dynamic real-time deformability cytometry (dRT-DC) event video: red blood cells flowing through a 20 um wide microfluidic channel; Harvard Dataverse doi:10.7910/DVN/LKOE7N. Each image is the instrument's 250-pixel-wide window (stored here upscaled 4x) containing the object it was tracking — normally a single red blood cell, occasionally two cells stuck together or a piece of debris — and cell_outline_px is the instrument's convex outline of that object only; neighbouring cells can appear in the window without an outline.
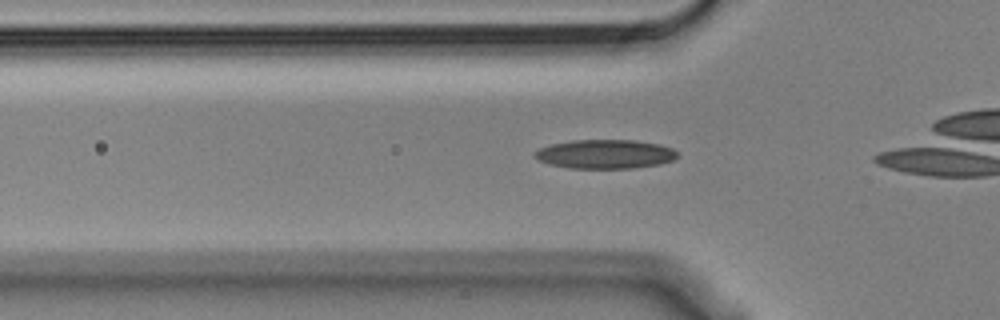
{"species": "Egyptian fruit bat (a non-hibernating species)", "species_latin": "Rousettus aegyptiacus", "temperature_condition": "cold", "stored_images_in_passage": 31, "camera_frame_rate_fps": 3000, "um_per_image_px": 0.085, "animal": {"sex": "male"}, "frame": {"image": 1, "passage_image": 5, "time_ms": 1.333, "image_size_px": [1000, 320], "cell_outline_px": [[680, 156], [672, 160], [660, 164], [632, 168], [568, 168], [548, 164], [536, 160], [532, 156], [532, 152], [540, 148], [552, 144], [572, 140], [636, 140], [660, 144], [672, 148]], "centroid_in_image_um": [51.4, 13.1], "position_along_channel_um": 74.4, "area_um2": 24.39}}